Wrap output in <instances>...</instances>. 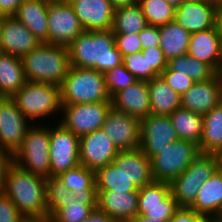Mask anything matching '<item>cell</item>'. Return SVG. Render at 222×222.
<instances>
[{
  "instance_id": "57",
  "label": "cell",
  "mask_w": 222,
  "mask_h": 222,
  "mask_svg": "<svg viewBox=\"0 0 222 222\" xmlns=\"http://www.w3.org/2000/svg\"><path fill=\"white\" fill-rule=\"evenodd\" d=\"M46 1L53 2V1H61V0H46Z\"/></svg>"
},
{
  "instance_id": "9",
  "label": "cell",
  "mask_w": 222,
  "mask_h": 222,
  "mask_svg": "<svg viewBox=\"0 0 222 222\" xmlns=\"http://www.w3.org/2000/svg\"><path fill=\"white\" fill-rule=\"evenodd\" d=\"M111 107V102L62 105L63 119L59 123L74 135L81 137L100 129Z\"/></svg>"
},
{
  "instance_id": "6",
  "label": "cell",
  "mask_w": 222,
  "mask_h": 222,
  "mask_svg": "<svg viewBox=\"0 0 222 222\" xmlns=\"http://www.w3.org/2000/svg\"><path fill=\"white\" fill-rule=\"evenodd\" d=\"M19 168L35 175L50 177V127L32 125L23 139L21 147L12 156Z\"/></svg>"
},
{
  "instance_id": "49",
  "label": "cell",
  "mask_w": 222,
  "mask_h": 222,
  "mask_svg": "<svg viewBox=\"0 0 222 222\" xmlns=\"http://www.w3.org/2000/svg\"><path fill=\"white\" fill-rule=\"evenodd\" d=\"M83 222H116L113 218L98 209L93 212Z\"/></svg>"
},
{
  "instance_id": "34",
  "label": "cell",
  "mask_w": 222,
  "mask_h": 222,
  "mask_svg": "<svg viewBox=\"0 0 222 222\" xmlns=\"http://www.w3.org/2000/svg\"><path fill=\"white\" fill-rule=\"evenodd\" d=\"M147 25L141 6L136 2L115 9L111 30L114 34H137Z\"/></svg>"
},
{
  "instance_id": "48",
  "label": "cell",
  "mask_w": 222,
  "mask_h": 222,
  "mask_svg": "<svg viewBox=\"0 0 222 222\" xmlns=\"http://www.w3.org/2000/svg\"><path fill=\"white\" fill-rule=\"evenodd\" d=\"M24 0H0V16L14 15Z\"/></svg>"
},
{
  "instance_id": "25",
  "label": "cell",
  "mask_w": 222,
  "mask_h": 222,
  "mask_svg": "<svg viewBox=\"0 0 222 222\" xmlns=\"http://www.w3.org/2000/svg\"><path fill=\"white\" fill-rule=\"evenodd\" d=\"M139 189L154 181L151 173V160L140 148L120 151L112 161Z\"/></svg>"
},
{
  "instance_id": "38",
  "label": "cell",
  "mask_w": 222,
  "mask_h": 222,
  "mask_svg": "<svg viewBox=\"0 0 222 222\" xmlns=\"http://www.w3.org/2000/svg\"><path fill=\"white\" fill-rule=\"evenodd\" d=\"M46 192V204L50 216L62 208L70 198H75L58 177L46 179Z\"/></svg>"
},
{
  "instance_id": "15",
  "label": "cell",
  "mask_w": 222,
  "mask_h": 222,
  "mask_svg": "<svg viewBox=\"0 0 222 222\" xmlns=\"http://www.w3.org/2000/svg\"><path fill=\"white\" fill-rule=\"evenodd\" d=\"M178 140L169 116L150 114L141 120L140 149L147 158Z\"/></svg>"
},
{
  "instance_id": "44",
  "label": "cell",
  "mask_w": 222,
  "mask_h": 222,
  "mask_svg": "<svg viewBox=\"0 0 222 222\" xmlns=\"http://www.w3.org/2000/svg\"><path fill=\"white\" fill-rule=\"evenodd\" d=\"M22 217L12 200L4 193H1L0 222H20Z\"/></svg>"
},
{
  "instance_id": "33",
  "label": "cell",
  "mask_w": 222,
  "mask_h": 222,
  "mask_svg": "<svg viewBox=\"0 0 222 222\" xmlns=\"http://www.w3.org/2000/svg\"><path fill=\"white\" fill-rule=\"evenodd\" d=\"M95 186L97 191L133 192L139 190L113 162L95 171Z\"/></svg>"
},
{
  "instance_id": "53",
  "label": "cell",
  "mask_w": 222,
  "mask_h": 222,
  "mask_svg": "<svg viewBox=\"0 0 222 222\" xmlns=\"http://www.w3.org/2000/svg\"><path fill=\"white\" fill-rule=\"evenodd\" d=\"M115 9L136 3L135 0H110Z\"/></svg>"
},
{
  "instance_id": "12",
  "label": "cell",
  "mask_w": 222,
  "mask_h": 222,
  "mask_svg": "<svg viewBox=\"0 0 222 222\" xmlns=\"http://www.w3.org/2000/svg\"><path fill=\"white\" fill-rule=\"evenodd\" d=\"M32 125L10 97L0 96V150L13 156Z\"/></svg>"
},
{
  "instance_id": "24",
  "label": "cell",
  "mask_w": 222,
  "mask_h": 222,
  "mask_svg": "<svg viewBox=\"0 0 222 222\" xmlns=\"http://www.w3.org/2000/svg\"><path fill=\"white\" fill-rule=\"evenodd\" d=\"M190 208L213 221L218 218L222 210V164L201 185Z\"/></svg>"
},
{
  "instance_id": "10",
  "label": "cell",
  "mask_w": 222,
  "mask_h": 222,
  "mask_svg": "<svg viewBox=\"0 0 222 222\" xmlns=\"http://www.w3.org/2000/svg\"><path fill=\"white\" fill-rule=\"evenodd\" d=\"M53 127L50 128V177H58L80 164V137L59 122Z\"/></svg>"
},
{
  "instance_id": "30",
  "label": "cell",
  "mask_w": 222,
  "mask_h": 222,
  "mask_svg": "<svg viewBox=\"0 0 222 222\" xmlns=\"http://www.w3.org/2000/svg\"><path fill=\"white\" fill-rule=\"evenodd\" d=\"M160 48L167 60L186 55L191 33L175 21L159 26Z\"/></svg>"
},
{
  "instance_id": "40",
  "label": "cell",
  "mask_w": 222,
  "mask_h": 222,
  "mask_svg": "<svg viewBox=\"0 0 222 222\" xmlns=\"http://www.w3.org/2000/svg\"><path fill=\"white\" fill-rule=\"evenodd\" d=\"M142 55L147 56L148 81L159 76L168 65V60L160 47L142 49Z\"/></svg>"
},
{
  "instance_id": "21",
  "label": "cell",
  "mask_w": 222,
  "mask_h": 222,
  "mask_svg": "<svg viewBox=\"0 0 222 222\" xmlns=\"http://www.w3.org/2000/svg\"><path fill=\"white\" fill-rule=\"evenodd\" d=\"M112 107L139 120L151 114L147 81L138 80L111 97Z\"/></svg>"
},
{
  "instance_id": "35",
  "label": "cell",
  "mask_w": 222,
  "mask_h": 222,
  "mask_svg": "<svg viewBox=\"0 0 222 222\" xmlns=\"http://www.w3.org/2000/svg\"><path fill=\"white\" fill-rule=\"evenodd\" d=\"M97 209V196L70 198L51 217L53 222H83Z\"/></svg>"
},
{
  "instance_id": "42",
  "label": "cell",
  "mask_w": 222,
  "mask_h": 222,
  "mask_svg": "<svg viewBox=\"0 0 222 222\" xmlns=\"http://www.w3.org/2000/svg\"><path fill=\"white\" fill-rule=\"evenodd\" d=\"M162 79L180 96L186 93L195 83L189 76L174 72L168 67L160 74Z\"/></svg>"
},
{
  "instance_id": "32",
  "label": "cell",
  "mask_w": 222,
  "mask_h": 222,
  "mask_svg": "<svg viewBox=\"0 0 222 222\" xmlns=\"http://www.w3.org/2000/svg\"><path fill=\"white\" fill-rule=\"evenodd\" d=\"M58 178L75 198L80 196H97L95 171L81 164L60 174Z\"/></svg>"
},
{
  "instance_id": "19",
  "label": "cell",
  "mask_w": 222,
  "mask_h": 222,
  "mask_svg": "<svg viewBox=\"0 0 222 222\" xmlns=\"http://www.w3.org/2000/svg\"><path fill=\"white\" fill-rule=\"evenodd\" d=\"M84 31L111 30L115 8L110 0H68Z\"/></svg>"
},
{
  "instance_id": "55",
  "label": "cell",
  "mask_w": 222,
  "mask_h": 222,
  "mask_svg": "<svg viewBox=\"0 0 222 222\" xmlns=\"http://www.w3.org/2000/svg\"><path fill=\"white\" fill-rule=\"evenodd\" d=\"M165 1L174 8H177L183 2L182 0H165Z\"/></svg>"
},
{
  "instance_id": "16",
  "label": "cell",
  "mask_w": 222,
  "mask_h": 222,
  "mask_svg": "<svg viewBox=\"0 0 222 222\" xmlns=\"http://www.w3.org/2000/svg\"><path fill=\"white\" fill-rule=\"evenodd\" d=\"M120 151L102 128L80 137V164L97 169L111 163Z\"/></svg>"
},
{
  "instance_id": "5",
  "label": "cell",
  "mask_w": 222,
  "mask_h": 222,
  "mask_svg": "<svg viewBox=\"0 0 222 222\" xmlns=\"http://www.w3.org/2000/svg\"><path fill=\"white\" fill-rule=\"evenodd\" d=\"M10 98L33 125L34 120L60 114L62 110L60 86L52 83L27 81Z\"/></svg>"
},
{
  "instance_id": "51",
  "label": "cell",
  "mask_w": 222,
  "mask_h": 222,
  "mask_svg": "<svg viewBox=\"0 0 222 222\" xmlns=\"http://www.w3.org/2000/svg\"><path fill=\"white\" fill-rule=\"evenodd\" d=\"M216 27L222 36V0H219L216 10Z\"/></svg>"
},
{
  "instance_id": "39",
  "label": "cell",
  "mask_w": 222,
  "mask_h": 222,
  "mask_svg": "<svg viewBox=\"0 0 222 222\" xmlns=\"http://www.w3.org/2000/svg\"><path fill=\"white\" fill-rule=\"evenodd\" d=\"M106 89L110 97L116 92L126 89L138 79L132 75L123 64L116 66L104 73Z\"/></svg>"
},
{
  "instance_id": "29",
  "label": "cell",
  "mask_w": 222,
  "mask_h": 222,
  "mask_svg": "<svg viewBox=\"0 0 222 222\" xmlns=\"http://www.w3.org/2000/svg\"><path fill=\"white\" fill-rule=\"evenodd\" d=\"M200 153L222 156V102L203 115V134Z\"/></svg>"
},
{
  "instance_id": "2",
  "label": "cell",
  "mask_w": 222,
  "mask_h": 222,
  "mask_svg": "<svg viewBox=\"0 0 222 222\" xmlns=\"http://www.w3.org/2000/svg\"><path fill=\"white\" fill-rule=\"evenodd\" d=\"M3 193L23 217L46 216V178L19 168L13 162L5 174Z\"/></svg>"
},
{
  "instance_id": "41",
  "label": "cell",
  "mask_w": 222,
  "mask_h": 222,
  "mask_svg": "<svg viewBox=\"0 0 222 222\" xmlns=\"http://www.w3.org/2000/svg\"><path fill=\"white\" fill-rule=\"evenodd\" d=\"M125 68L138 80L148 81V61L147 56L142 55V51L123 56Z\"/></svg>"
},
{
  "instance_id": "52",
  "label": "cell",
  "mask_w": 222,
  "mask_h": 222,
  "mask_svg": "<svg viewBox=\"0 0 222 222\" xmlns=\"http://www.w3.org/2000/svg\"><path fill=\"white\" fill-rule=\"evenodd\" d=\"M127 222H170V220L150 219V218H147L144 215H137V216H135L134 218H132L131 220H129Z\"/></svg>"
},
{
  "instance_id": "36",
  "label": "cell",
  "mask_w": 222,
  "mask_h": 222,
  "mask_svg": "<svg viewBox=\"0 0 222 222\" xmlns=\"http://www.w3.org/2000/svg\"><path fill=\"white\" fill-rule=\"evenodd\" d=\"M167 67L174 72L189 76L194 82L205 81L215 75V71L208 64L188 54L169 60Z\"/></svg>"
},
{
  "instance_id": "23",
  "label": "cell",
  "mask_w": 222,
  "mask_h": 222,
  "mask_svg": "<svg viewBox=\"0 0 222 222\" xmlns=\"http://www.w3.org/2000/svg\"><path fill=\"white\" fill-rule=\"evenodd\" d=\"M187 54L215 71L222 60V36L217 27L191 33Z\"/></svg>"
},
{
  "instance_id": "1",
  "label": "cell",
  "mask_w": 222,
  "mask_h": 222,
  "mask_svg": "<svg viewBox=\"0 0 222 222\" xmlns=\"http://www.w3.org/2000/svg\"><path fill=\"white\" fill-rule=\"evenodd\" d=\"M68 51L73 67L105 73L123 63L112 30L83 31L68 46Z\"/></svg>"
},
{
  "instance_id": "7",
  "label": "cell",
  "mask_w": 222,
  "mask_h": 222,
  "mask_svg": "<svg viewBox=\"0 0 222 222\" xmlns=\"http://www.w3.org/2000/svg\"><path fill=\"white\" fill-rule=\"evenodd\" d=\"M222 164V156L200 153L187 169L170 185V191L179 207H190L201 185Z\"/></svg>"
},
{
  "instance_id": "13",
  "label": "cell",
  "mask_w": 222,
  "mask_h": 222,
  "mask_svg": "<svg viewBox=\"0 0 222 222\" xmlns=\"http://www.w3.org/2000/svg\"><path fill=\"white\" fill-rule=\"evenodd\" d=\"M178 208L168 183L153 181L138 190L137 215H144L150 219L170 220Z\"/></svg>"
},
{
  "instance_id": "43",
  "label": "cell",
  "mask_w": 222,
  "mask_h": 222,
  "mask_svg": "<svg viewBox=\"0 0 222 222\" xmlns=\"http://www.w3.org/2000/svg\"><path fill=\"white\" fill-rule=\"evenodd\" d=\"M115 45L122 56L138 53L142 51V44L139 34H114Z\"/></svg>"
},
{
  "instance_id": "17",
  "label": "cell",
  "mask_w": 222,
  "mask_h": 222,
  "mask_svg": "<svg viewBox=\"0 0 222 222\" xmlns=\"http://www.w3.org/2000/svg\"><path fill=\"white\" fill-rule=\"evenodd\" d=\"M219 0L183 1L175 10L174 21L190 33L216 27Z\"/></svg>"
},
{
  "instance_id": "47",
  "label": "cell",
  "mask_w": 222,
  "mask_h": 222,
  "mask_svg": "<svg viewBox=\"0 0 222 222\" xmlns=\"http://www.w3.org/2000/svg\"><path fill=\"white\" fill-rule=\"evenodd\" d=\"M12 163V155L0 150V194L3 193L6 170Z\"/></svg>"
},
{
  "instance_id": "46",
  "label": "cell",
  "mask_w": 222,
  "mask_h": 222,
  "mask_svg": "<svg viewBox=\"0 0 222 222\" xmlns=\"http://www.w3.org/2000/svg\"><path fill=\"white\" fill-rule=\"evenodd\" d=\"M138 34L143 49L160 47L159 26L147 25Z\"/></svg>"
},
{
  "instance_id": "27",
  "label": "cell",
  "mask_w": 222,
  "mask_h": 222,
  "mask_svg": "<svg viewBox=\"0 0 222 222\" xmlns=\"http://www.w3.org/2000/svg\"><path fill=\"white\" fill-rule=\"evenodd\" d=\"M151 114L169 116L181 107V96L159 75L147 81Z\"/></svg>"
},
{
  "instance_id": "56",
  "label": "cell",
  "mask_w": 222,
  "mask_h": 222,
  "mask_svg": "<svg viewBox=\"0 0 222 222\" xmlns=\"http://www.w3.org/2000/svg\"><path fill=\"white\" fill-rule=\"evenodd\" d=\"M214 222H222V210H221L218 218Z\"/></svg>"
},
{
  "instance_id": "45",
  "label": "cell",
  "mask_w": 222,
  "mask_h": 222,
  "mask_svg": "<svg viewBox=\"0 0 222 222\" xmlns=\"http://www.w3.org/2000/svg\"><path fill=\"white\" fill-rule=\"evenodd\" d=\"M170 222H214L211 218L197 214L190 207H179Z\"/></svg>"
},
{
  "instance_id": "50",
  "label": "cell",
  "mask_w": 222,
  "mask_h": 222,
  "mask_svg": "<svg viewBox=\"0 0 222 222\" xmlns=\"http://www.w3.org/2000/svg\"><path fill=\"white\" fill-rule=\"evenodd\" d=\"M20 222H53V220L52 217L48 214L46 216L22 217Z\"/></svg>"
},
{
  "instance_id": "37",
  "label": "cell",
  "mask_w": 222,
  "mask_h": 222,
  "mask_svg": "<svg viewBox=\"0 0 222 222\" xmlns=\"http://www.w3.org/2000/svg\"><path fill=\"white\" fill-rule=\"evenodd\" d=\"M138 3L148 25L162 26L174 21L176 8L165 0H140Z\"/></svg>"
},
{
  "instance_id": "4",
  "label": "cell",
  "mask_w": 222,
  "mask_h": 222,
  "mask_svg": "<svg viewBox=\"0 0 222 222\" xmlns=\"http://www.w3.org/2000/svg\"><path fill=\"white\" fill-rule=\"evenodd\" d=\"M62 105L111 102L104 73L95 69L70 66L60 85Z\"/></svg>"
},
{
  "instance_id": "14",
  "label": "cell",
  "mask_w": 222,
  "mask_h": 222,
  "mask_svg": "<svg viewBox=\"0 0 222 222\" xmlns=\"http://www.w3.org/2000/svg\"><path fill=\"white\" fill-rule=\"evenodd\" d=\"M101 128L119 151L140 148L141 120L111 107Z\"/></svg>"
},
{
  "instance_id": "20",
  "label": "cell",
  "mask_w": 222,
  "mask_h": 222,
  "mask_svg": "<svg viewBox=\"0 0 222 222\" xmlns=\"http://www.w3.org/2000/svg\"><path fill=\"white\" fill-rule=\"evenodd\" d=\"M222 102V90L216 75L212 78L195 82L181 96V108L198 114H206Z\"/></svg>"
},
{
  "instance_id": "31",
  "label": "cell",
  "mask_w": 222,
  "mask_h": 222,
  "mask_svg": "<svg viewBox=\"0 0 222 222\" xmlns=\"http://www.w3.org/2000/svg\"><path fill=\"white\" fill-rule=\"evenodd\" d=\"M178 139L187 140L199 146L203 134V115L184 108L169 115Z\"/></svg>"
},
{
  "instance_id": "54",
  "label": "cell",
  "mask_w": 222,
  "mask_h": 222,
  "mask_svg": "<svg viewBox=\"0 0 222 222\" xmlns=\"http://www.w3.org/2000/svg\"><path fill=\"white\" fill-rule=\"evenodd\" d=\"M215 75L218 79V83L222 90V60L219 62L217 69L215 70Z\"/></svg>"
},
{
  "instance_id": "22",
  "label": "cell",
  "mask_w": 222,
  "mask_h": 222,
  "mask_svg": "<svg viewBox=\"0 0 222 222\" xmlns=\"http://www.w3.org/2000/svg\"><path fill=\"white\" fill-rule=\"evenodd\" d=\"M97 209L116 222H127L138 214V191H97Z\"/></svg>"
},
{
  "instance_id": "8",
  "label": "cell",
  "mask_w": 222,
  "mask_h": 222,
  "mask_svg": "<svg viewBox=\"0 0 222 222\" xmlns=\"http://www.w3.org/2000/svg\"><path fill=\"white\" fill-rule=\"evenodd\" d=\"M200 154L195 143L178 139L160 149L151 157V173L154 181L170 184L179 177Z\"/></svg>"
},
{
  "instance_id": "3",
  "label": "cell",
  "mask_w": 222,
  "mask_h": 222,
  "mask_svg": "<svg viewBox=\"0 0 222 222\" xmlns=\"http://www.w3.org/2000/svg\"><path fill=\"white\" fill-rule=\"evenodd\" d=\"M22 62L27 81L60 86L70 68L68 47L41 42Z\"/></svg>"
},
{
  "instance_id": "18",
  "label": "cell",
  "mask_w": 222,
  "mask_h": 222,
  "mask_svg": "<svg viewBox=\"0 0 222 222\" xmlns=\"http://www.w3.org/2000/svg\"><path fill=\"white\" fill-rule=\"evenodd\" d=\"M41 42L13 15L0 16V49L2 53L23 57Z\"/></svg>"
},
{
  "instance_id": "11",
  "label": "cell",
  "mask_w": 222,
  "mask_h": 222,
  "mask_svg": "<svg viewBox=\"0 0 222 222\" xmlns=\"http://www.w3.org/2000/svg\"><path fill=\"white\" fill-rule=\"evenodd\" d=\"M48 43L68 47L84 29L68 0L48 2Z\"/></svg>"
},
{
  "instance_id": "28",
  "label": "cell",
  "mask_w": 222,
  "mask_h": 222,
  "mask_svg": "<svg viewBox=\"0 0 222 222\" xmlns=\"http://www.w3.org/2000/svg\"><path fill=\"white\" fill-rule=\"evenodd\" d=\"M26 82L22 58L0 52V96L11 97Z\"/></svg>"
},
{
  "instance_id": "26",
  "label": "cell",
  "mask_w": 222,
  "mask_h": 222,
  "mask_svg": "<svg viewBox=\"0 0 222 222\" xmlns=\"http://www.w3.org/2000/svg\"><path fill=\"white\" fill-rule=\"evenodd\" d=\"M48 2L24 0L13 15L40 41L48 43Z\"/></svg>"
}]
</instances>
